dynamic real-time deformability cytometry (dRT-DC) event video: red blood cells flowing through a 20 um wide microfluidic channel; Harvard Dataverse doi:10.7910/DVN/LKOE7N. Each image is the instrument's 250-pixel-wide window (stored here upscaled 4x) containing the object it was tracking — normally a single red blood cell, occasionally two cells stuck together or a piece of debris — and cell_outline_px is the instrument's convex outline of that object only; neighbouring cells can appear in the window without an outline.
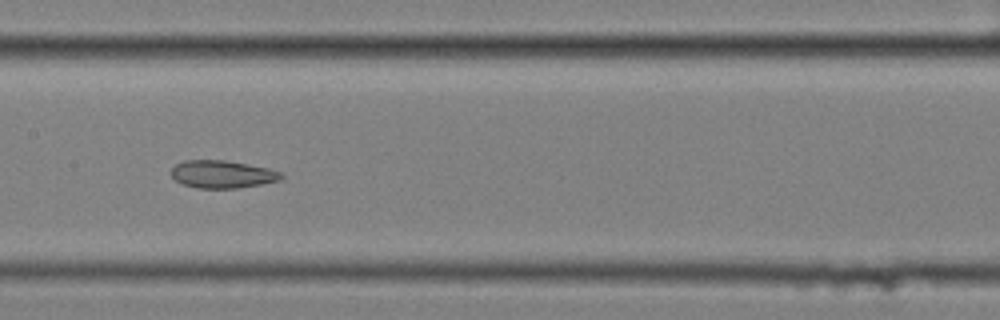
{"species": "common noctule bat (a hibernating species)", "species_latin": "Nyctalus noctula", "temperature_condition": "cold", "stored_images_in_passage": 10, "camera_frame_rate_fps": 3000, "um_per_image_px": 0.085, "animal": {"sex": "female", "body_mass_g": 25.1}, "frame": {"image": 1, "passage_image": 7, "time_ms": 2.0, "image_size_px": [1000, 320], "cell_outline_px": [[284, 176], [280, 180], [240, 188], [196, 188], [184, 184], [176, 180], [172, 176], [172, 168], [176, 164], [184, 160], [224, 160], [248, 164], [268, 168], [280, 172]], "centroid_in_image_um": [18.9, 14.81], "position_along_channel_um": 188.5, "area_um2": 17.63}}
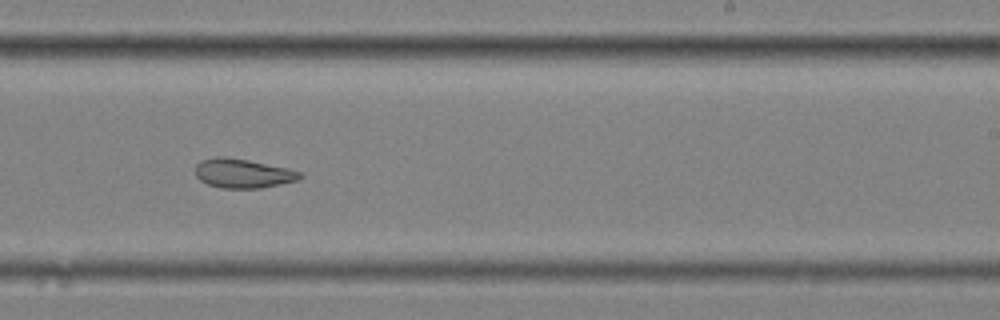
{"frame": {"image": 2, "passage_image": 9, "time_ms": 2.667, "image_size_px": [1000, 320], "cell_outline_px": [[304, 176], [296, 180], [280, 184], [260, 188], [220, 188], [208, 184], [200, 180], [196, 176], [196, 164], [200, 160], [216, 156], [224, 156], [248, 160], [288, 168], [300, 172]], "centroid_in_image_um": [20.62, 14.73], "position_along_channel_um": 268.4, "area_um2": 17.8}}
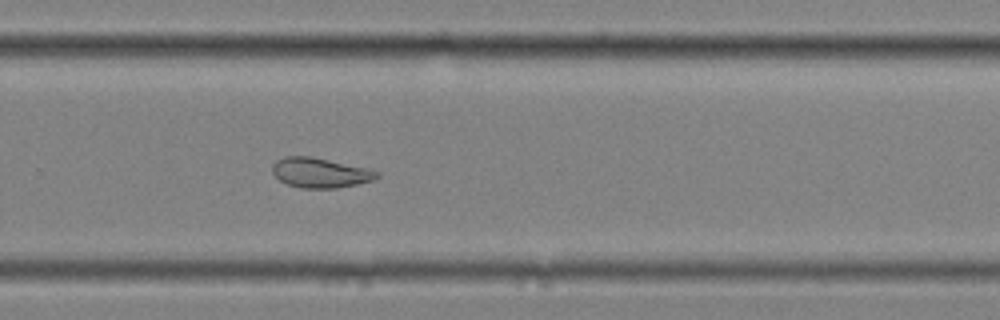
{"frame": {"image": 3, "passage_image": 10, "time_ms": 3.0, "image_size_px": [1000, 320], "cell_outline_px": [[380, 176], [372, 180], [356, 184], [336, 188], [300, 188], [288, 184], [280, 180], [272, 172], [272, 164], [276, 160], [284, 156], [308, 156], [368, 168], [380, 172]], "centroid_in_image_um": [27.2, 14.68], "position_along_channel_um": 302.6, "area_um2": 18.09}}